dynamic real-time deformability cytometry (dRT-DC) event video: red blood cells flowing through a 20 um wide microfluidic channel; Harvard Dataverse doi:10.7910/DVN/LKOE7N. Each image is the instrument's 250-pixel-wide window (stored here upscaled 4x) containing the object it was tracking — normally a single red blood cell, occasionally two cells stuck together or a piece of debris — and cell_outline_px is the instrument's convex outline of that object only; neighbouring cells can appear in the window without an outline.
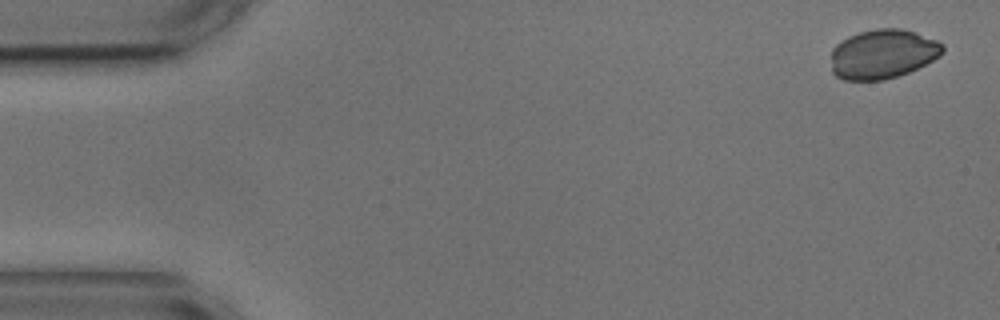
{"species": "common noctule bat (a hibernating species)", "species_latin": "Nyctalus noctula", "temperature_condition": "cold", "stored_images_in_passage": 4, "camera_frame_rate_fps": 3000, "um_per_image_px": 0.085, "animal": {"sex": "male", "body_mass_g": 17.9, "forearm_length_mm": 54.2}, "frame": {"image": 1, "passage_image": 1, "time_ms": 0.0, "image_size_px": [1000, 320], "cell_outline_px": [[944, 52], [940, 56], [908, 72], [884, 80], [844, 80], [836, 76], [832, 72], [832, 48], [836, 44], [848, 36], [860, 32], [876, 28], [900, 28], [916, 32], [936, 40], [944, 44]], "centroid_in_image_um": [75.03, 4.58], "position_along_channel_um": 10.0, "area_um2": 32.14}}